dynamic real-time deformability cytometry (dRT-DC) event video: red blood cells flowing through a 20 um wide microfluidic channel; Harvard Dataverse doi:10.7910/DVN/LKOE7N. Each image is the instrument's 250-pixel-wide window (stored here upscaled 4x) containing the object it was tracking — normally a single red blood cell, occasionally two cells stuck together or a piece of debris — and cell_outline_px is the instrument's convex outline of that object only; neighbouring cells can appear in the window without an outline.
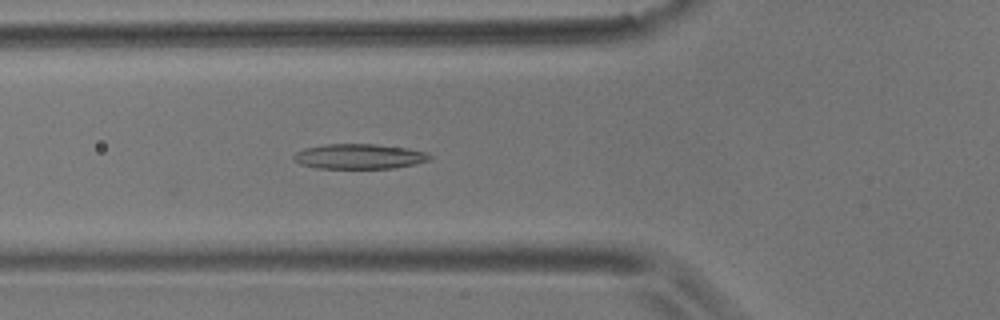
{"species": "common noctule bat (a hibernating species)", "species_latin": "Nyctalus noctula", "temperature_condition": "room temperature", "stored_images_in_passage": 19, "camera_frame_rate_fps": 3000, "um_per_image_px": 0.085, "animal": {"sex": "male", "body_mass_g": 17.9}, "frame": {"image": 1, "passage_image": 16, "time_ms": 5.0, "image_size_px": [1000, 320], "cell_outline_px": [[432, 160], [416, 164], [392, 168], [316, 168], [300, 164], [292, 156], [296, 152], [304, 148], [324, 144], [376, 144], [408, 148], [428, 152], [432, 156]], "centroid_in_image_um": [30.58, 13.29], "position_along_channel_um": 95.2, "area_um2": 20.0}}
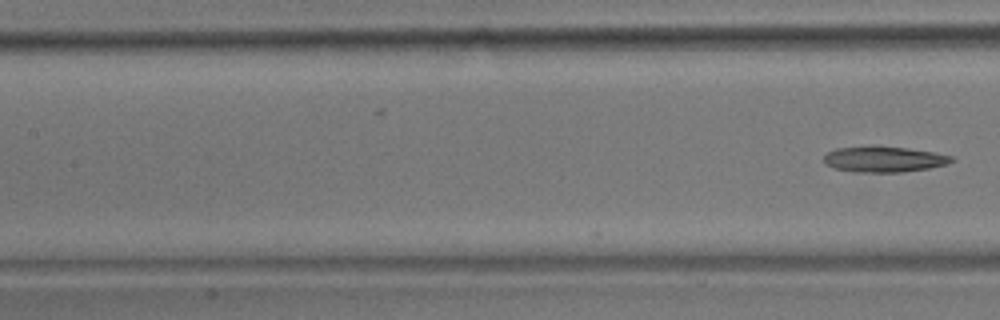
{"frame": {"image": 2, "passage_image": 19, "time_ms": 6.0, "image_size_px": [1000, 320], "cell_outline_px": [[956, 160], [948, 164], [928, 168], [904, 172], [852, 172], [832, 168], [824, 164], [824, 156], [828, 152], [836, 148], [872, 144], [908, 148], [936, 152], [952, 156]], "centroid_in_image_um": [75.12, 13.51], "position_along_channel_um": 132.3, "area_um2": 19.83}}